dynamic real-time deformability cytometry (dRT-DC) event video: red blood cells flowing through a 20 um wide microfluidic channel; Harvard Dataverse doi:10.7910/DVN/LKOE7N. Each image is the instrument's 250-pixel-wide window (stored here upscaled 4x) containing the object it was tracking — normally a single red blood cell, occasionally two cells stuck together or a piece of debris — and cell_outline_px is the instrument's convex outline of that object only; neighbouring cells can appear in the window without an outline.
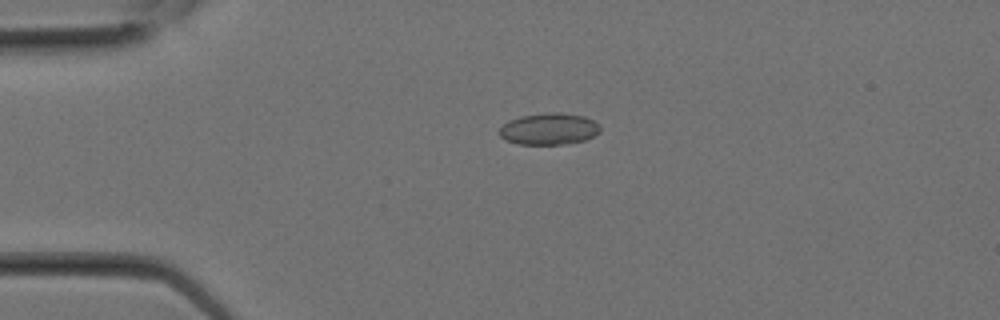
{"species": "Egyptian fruit bat (a non-hibernating species)", "species_latin": "Rousettus aegyptiacus", "temperature_condition": "room temperature", "stored_images_in_passage": 1, "camera_frame_rate_fps": 3000, "um_per_image_px": 0.085, "animal": {"sex": "female"}, "frame": {"image": 1, "passage_image": 1, "time_ms": 0.0, "image_size_px": [1000, 320], "cell_outline_px": [[600, 132], [584, 140], [568, 144], [520, 144], [504, 140], [496, 132], [508, 120], [520, 116], [552, 112], [560, 112], [584, 116], [600, 124]], "centroid_in_image_um": [46.64, 10.96], "position_along_channel_um": 38.4, "area_um2": 18.73}}